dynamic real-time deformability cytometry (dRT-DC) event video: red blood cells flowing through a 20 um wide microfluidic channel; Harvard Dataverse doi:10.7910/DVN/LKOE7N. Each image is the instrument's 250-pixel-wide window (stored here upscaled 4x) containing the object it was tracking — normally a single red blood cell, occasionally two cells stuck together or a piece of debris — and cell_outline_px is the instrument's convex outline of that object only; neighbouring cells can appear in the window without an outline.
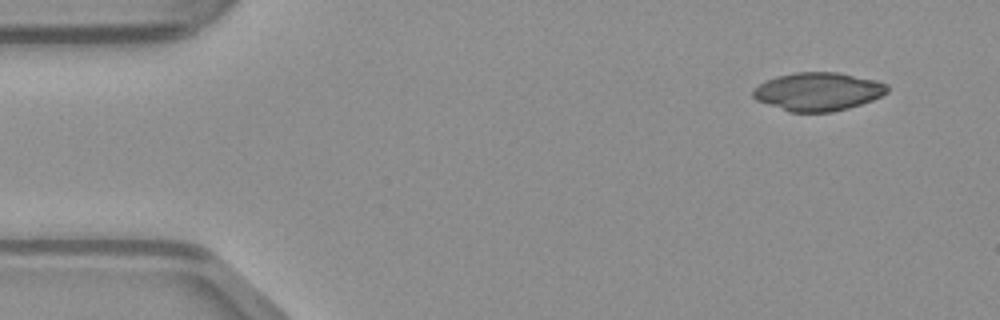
{"species": "common noctule bat (a hibernating species)", "species_latin": "Nyctalus noctula", "temperature_condition": "warm", "stored_images_in_passage": 45, "camera_frame_rate_fps": 3000, "um_per_image_px": 0.085, "animal": {"sex": "male", "body_mass_g": 23.1, "forearm_length_mm": 52.7}, "frame": {"image": 1, "passage_image": 1, "time_ms": 0.0, "image_size_px": [1000, 320], "cell_outline_px": [[888, 92], [872, 100], [848, 108], [832, 112], [788, 112], [756, 100], [752, 96], [752, 88], [764, 80], [776, 76], [796, 72], [836, 72], [876, 80], [888, 84]], "centroid_in_image_um": [69.49, 7.78], "position_along_channel_um": 15.5, "area_um2": 30.17}}